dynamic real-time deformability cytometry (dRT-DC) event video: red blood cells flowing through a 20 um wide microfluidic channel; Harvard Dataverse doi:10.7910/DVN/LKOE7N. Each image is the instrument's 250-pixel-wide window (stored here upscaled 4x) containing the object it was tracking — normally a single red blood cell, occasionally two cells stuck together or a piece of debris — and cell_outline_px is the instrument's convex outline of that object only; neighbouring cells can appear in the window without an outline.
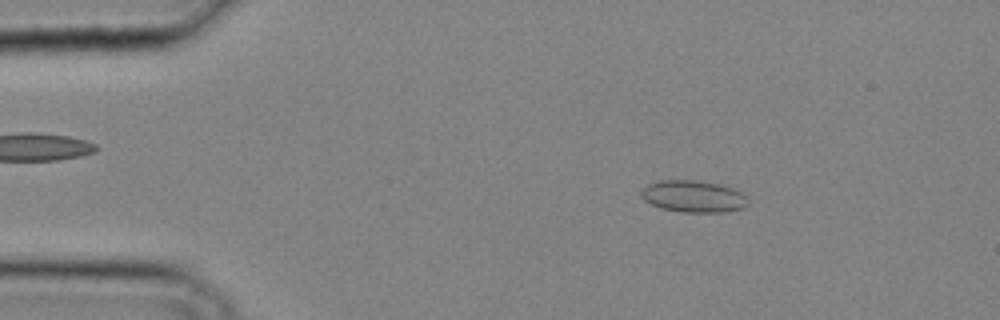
{"species": "common noctule bat (a hibernating species)", "species_latin": "Nyctalus noctula", "temperature_condition": "cold", "stored_images_in_passage": 32, "camera_frame_rate_fps": 3000, "um_per_image_px": 0.085, "animal": {"sex": "male", "body_mass_g": 20.4}, "frame": {"image": 1, "passage_image": 3, "time_ms": 0.667, "image_size_px": [1000, 320], "cell_outline_px": [[748, 204], [744, 208], [720, 212], [680, 212], [660, 208], [644, 200], [640, 196], [640, 192], [648, 184], [660, 180], [696, 180], [720, 184], [732, 188], [740, 192], [748, 200]], "centroid_in_image_um": [58.91, 16.69], "position_along_channel_um": 26.1, "area_um2": 19.83}}
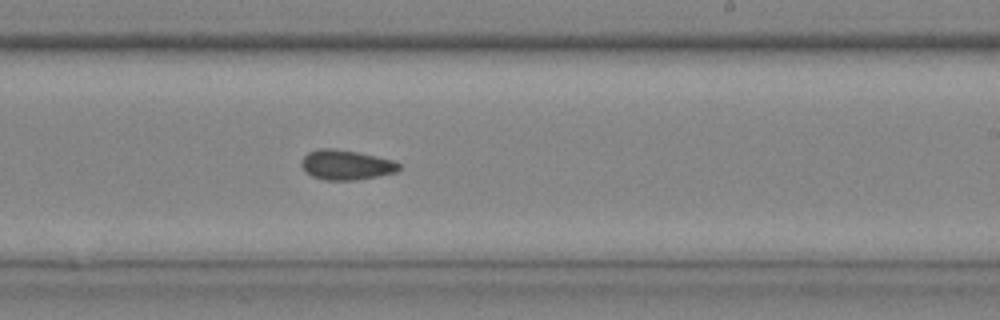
{"frame": {"image": 2, "passage_image": 19, "time_ms": 6.0, "image_size_px": [1000, 320], "cell_outline_px": [[400, 168], [396, 172], [376, 176], [352, 180], [324, 180], [312, 176], [304, 172], [300, 164], [300, 160], [308, 152], [320, 148], [332, 148], [356, 152], [396, 160], [400, 164]], "centroid_in_image_um": [29.38, 14.01], "position_along_channel_um": 259.6, "area_um2": 17.05}}
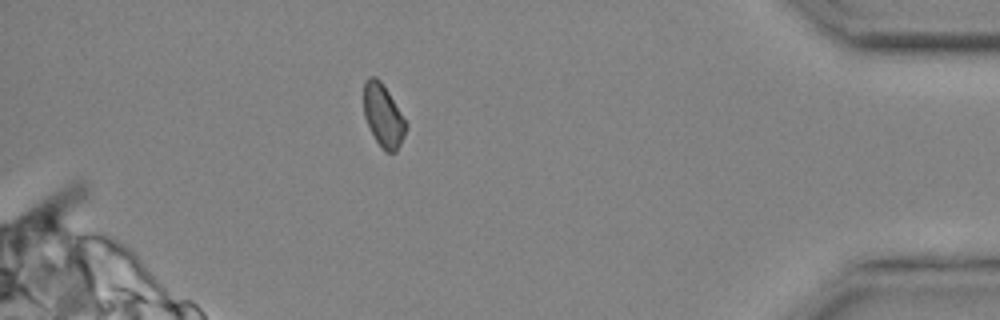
{"frame": {"image": 3, "passage_image": 29, "time_ms": 9.333, "image_size_px": [1000, 320], "cell_outline_px": [[408, 128], [396, 152], [384, 152], [376, 140], [364, 116], [364, 80], [368, 76], [376, 76], [380, 80], [388, 92], [408, 124]], "centroid_in_image_um": [32.58, 9.82], "position_along_channel_um": 402.6, "area_um2": 15.37}}